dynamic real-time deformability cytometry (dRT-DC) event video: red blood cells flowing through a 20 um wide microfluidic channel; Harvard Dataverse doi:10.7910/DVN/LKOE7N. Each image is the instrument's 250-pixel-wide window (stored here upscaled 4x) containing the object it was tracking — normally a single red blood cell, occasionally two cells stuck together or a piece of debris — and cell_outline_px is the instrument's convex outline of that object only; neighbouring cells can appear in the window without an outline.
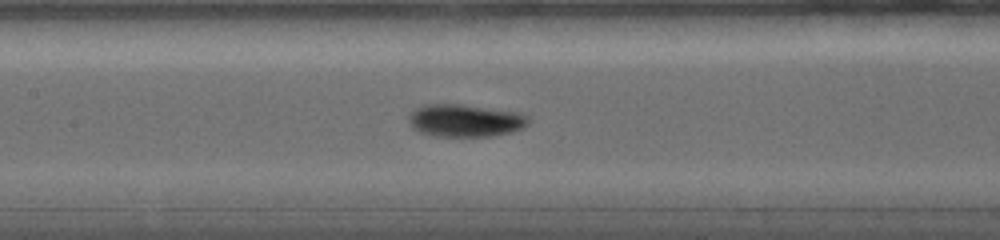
{"species": "common noctule bat (a hibernating species)", "species_latin": "Nyctalus noctula", "temperature_condition": "warm", "stored_images_in_passage": 56, "camera_frame_rate_fps": 5000, "um_per_image_px": 0.085, "animal": {"sex": "female", "body_mass_g": 19.0, "forearm_length_mm": 56.7}, "frame": {"image": 1, "passage_image": 21, "time_ms": 6.2, "image_size_px": [1000, 240], "cell_outline_px": [[528, 124], [512, 132], [492, 136], [436, 136], [420, 132], [412, 128], [408, 120], [408, 116], [416, 108], [424, 104], [460, 104], [520, 112], [528, 116]], "centroid_in_image_um": [39.53, 10.24], "position_along_channel_um": 167.9, "area_um2": 22.72}}
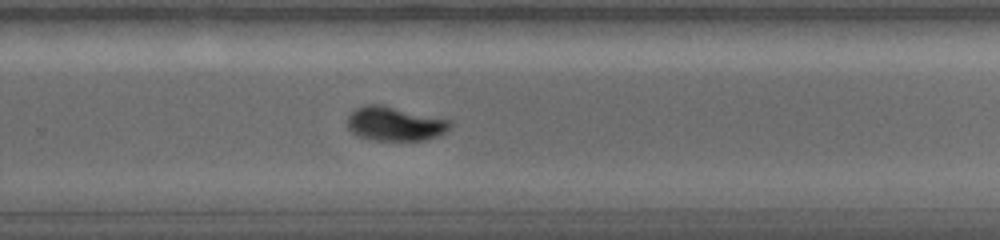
{"frame": {"image": 2, "passage_image": 29, "time_ms": 9.6, "image_size_px": [1000, 240], "cell_outline_px": [[452, 128], [440, 136], [424, 140], [372, 140], [360, 136], [352, 132], [348, 128], [348, 116], [356, 108], [364, 104], [384, 104], [452, 120]], "centroid_in_image_um": [33.62, 10.5], "position_along_channel_um": 296.2, "area_um2": 20.81}}
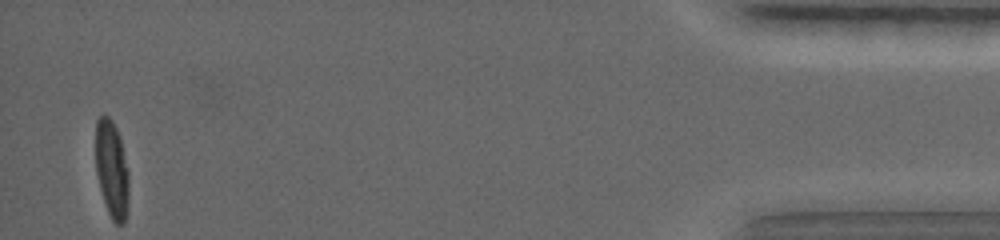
{"frame": {"image": 3, "passage_image": 56, "time_ms": 16.0, "image_size_px": [1000, 240], "cell_outline_px": [[128, 200], [124, 224], [116, 224], [112, 220], [108, 212], [100, 188], [96, 172], [96, 120], [100, 116], [108, 116], [112, 120], [120, 136], [128, 172]], "centroid_in_image_um": [9.5, 14.38], "position_along_channel_um": 425.7, "area_um2": 18.67}, "authors_computed_cell_mechanics": {"area_um2": 20.1433, "velocity_mm_per_s": 3.7871, "shape_relaxation_time_tau1_ms": 4.49, "shape_relaxation_time_tau2_ms": 2.8001, "deformation_change_tau1": 0.1868, "deformation_change_tau2": 0.0413}}